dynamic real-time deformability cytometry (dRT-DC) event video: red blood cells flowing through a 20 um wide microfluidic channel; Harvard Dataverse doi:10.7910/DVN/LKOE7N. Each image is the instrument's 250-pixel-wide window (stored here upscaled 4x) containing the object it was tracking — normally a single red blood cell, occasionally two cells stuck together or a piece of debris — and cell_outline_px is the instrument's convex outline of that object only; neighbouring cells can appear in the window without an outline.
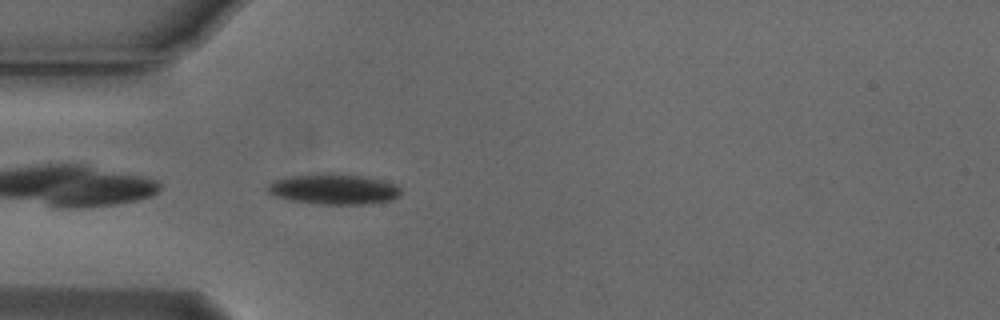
{"species": "Egyptian fruit bat (a non-hibernating species)", "species_latin": "Rousettus aegyptiacus", "temperature_condition": "cold", "stored_images_in_passage": 40, "camera_frame_rate_fps": 3000, "um_per_image_px": 0.085, "animal": {"sex": "male"}, "frame": {"image": 1, "passage_image": 1, "time_ms": 0.0, "image_size_px": [1000, 320], "cell_outline_px": [[400, 196], [392, 200], [368, 204], [320, 204], [292, 200], [276, 196], [268, 192], [264, 188], [268, 184], [276, 180], [288, 176], [328, 172], [332, 172], [360, 176], [380, 180], [396, 184], [400, 188]], "centroid_in_image_um": [28.36, 16.07], "position_along_channel_um": 56.6, "area_um2": 23.76}}
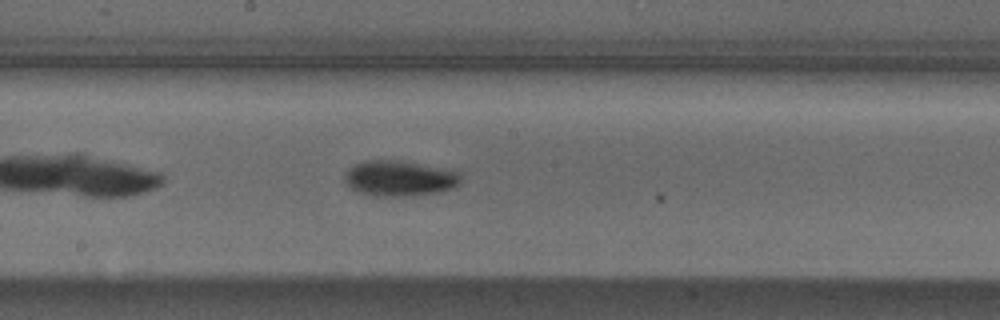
{"frame": {"image": 2, "passage_image": 14, "time_ms": 4.333, "image_size_px": [1000, 320], "cell_outline_px": [[460, 184], [456, 188], [440, 192], [404, 196], [376, 196], [360, 192], [352, 188], [344, 180], [344, 176], [348, 168], [364, 160], [400, 160], [460, 172]], "centroid_in_image_um": [33.97, 15.16], "position_along_channel_um": 214.2, "area_um2": 23.99}}
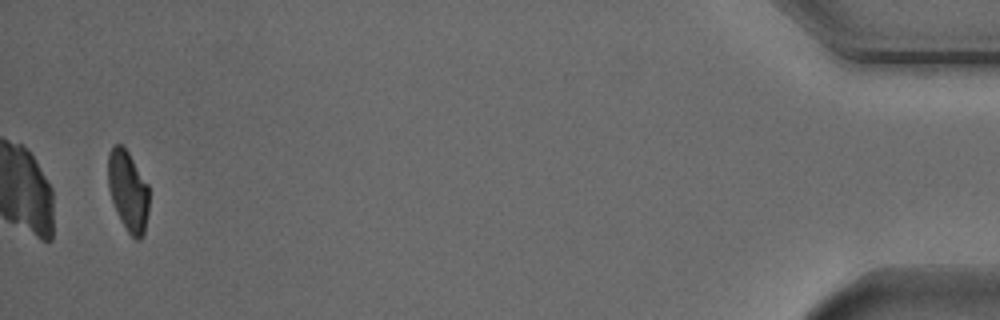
{"frame": {"image": 3, "passage_image": 38, "time_ms": 12.333, "image_size_px": [1000, 320], "cell_outline_px": [[148, 212], [144, 232], [140, 240], [136, 240], [128, 232], [112, 200], [108, 188], [108, 152], [112, 144], [120, 144], [128, 152], [148, 184]], "centroid_in_image_um": [10.88, 16.19], "position_along_channel_um": 424.3, "area_um2": 18.96}, "authors_computed_cell_mechanics": {"area_um2": 22.3397, "velocity_mm_per_s": 3.7545, "shape_relaxation_time_tau1_ms": 2.3616, "shape_relaxation_time_tau2_ms": null, "deformation_change_tau1": 0.1234, "deformation_change_tau2": null}}